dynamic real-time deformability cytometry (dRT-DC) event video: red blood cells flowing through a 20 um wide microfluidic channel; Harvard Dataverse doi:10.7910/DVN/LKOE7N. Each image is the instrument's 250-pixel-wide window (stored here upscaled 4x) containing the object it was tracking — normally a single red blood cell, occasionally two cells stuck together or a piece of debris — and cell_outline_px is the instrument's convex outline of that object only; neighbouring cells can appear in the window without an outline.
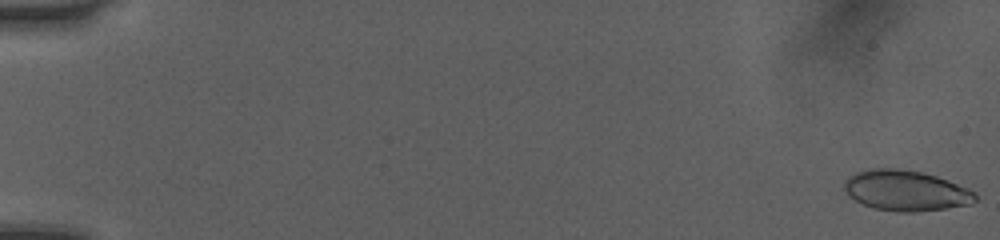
{"species": "human", "species_latin": "Homo sapiens", "temperature_condition": "room temperature", "stored_images_in_passage": 52, "camera_frame_rate_fps": 3000, "um_per_image_px": 0.085, "donor": {"sex": "female"}, "frame": {"image": 1, "passage_image": 1, "time_ms": 0.0, "image_size_px": [1000, 240], "cell_outline_px": [[976, 200], [972, 204], [944, 208], [912, 212], [900, 212], [876, 208], [864, 204], [848, 196], [844, 188], [844, 180], [848, 176], [856, 172], [872, 168], [900, 168], [920, 172], [936, 176], [948, 180], [968, 188], [976, 192]], "centroid_in_image_um": [76.99, 16.19], "position_along_channel_um": 8.0, "area_um2": 30.87}}
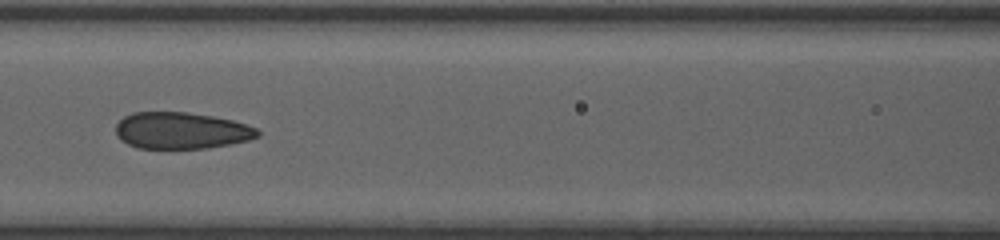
{"frame": {"image": 2, "passage_image": 25, "time_ms": 8.0, "image_size_px": [1000, 240], "cell_outline_px": [[260, 136], [248, 140], [232, 144], [208, 148], [136, 148], [120, 140], [116, 136], [116, 124], [124, 116], [132, 112], [188, 112], [212, 116], [232, 120], [256, 128], [260, 132]], "centroid_in_image_um": [15.39, 11.1], "position_along_channel_um": 151.2, "area_um2": 30.4}}
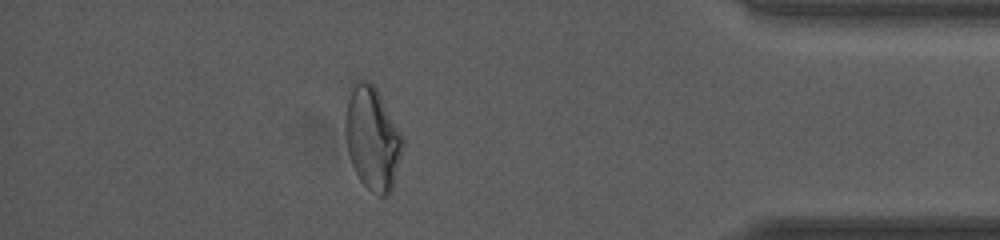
{"frame": {"image": 3, "passage_image": 46, "time_ms": 15.0, "image_size_px": [1000, 240], "cell_outline_px": [[404, 144], [392, 188], [384, 196], [380, 196], [372, 192], [360, 180], [352, 164], [348, 152], [344, 132], [344, 120], [352, 80], [364, 80], [372, 84], [376, 88], [400, 132], [404, 140]], "centroid_in_image_um": [31.62, 11.74], "position_along_channel_um": 403.6, "area_um2": 34.16}, "authors_computed_cell_mechanics": {"area_um2": 30.8363, "velocity_mm_per_s": 4.0873, "shape_relaxation_time_tau1_ms": null, "shape_relaxation_time_tau2_ms": 1.1284, "deformation_change_tau1": null, "deformation_change_tau2": 0.0693}}